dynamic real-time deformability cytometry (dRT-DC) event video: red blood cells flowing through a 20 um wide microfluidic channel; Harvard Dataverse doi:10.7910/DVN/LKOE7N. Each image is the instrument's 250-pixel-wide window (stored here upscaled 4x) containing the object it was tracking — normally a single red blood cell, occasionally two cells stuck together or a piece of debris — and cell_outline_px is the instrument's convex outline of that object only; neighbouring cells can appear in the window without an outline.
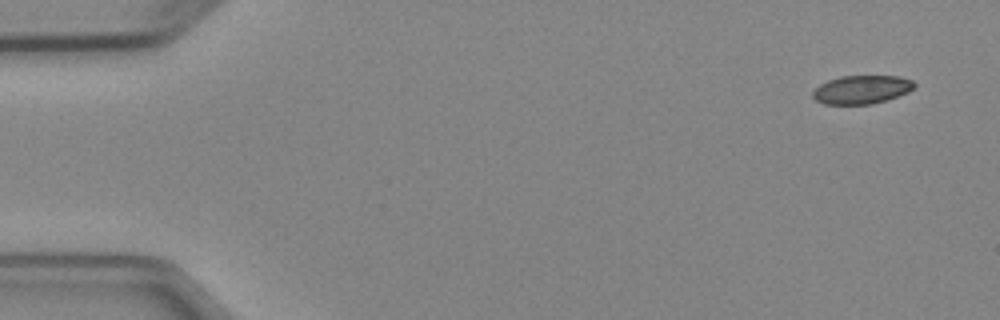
{"species": "Egyptian fruit bat (a non-hibernating species)", "species_latin": "Rousettus aegyptiacus", "temperature_condition": "cold", "stored_images_in_passage": 5, "camera_frame_rate_fps": 3000, "um_per_image_px": 0.085, "animal": {"sex": "female"}, "frame": {"image": 1, "passage_image": 1, "time_ms": 0.0, "image_size_px": [1000, 320], "cell_outline_px": [[916, 84], [908, 92], [872, 104], [824, 104], [816, 100], [812, 96], [812, 92], [820, 84], [828, 80], [840, 76], [900, 76], [912, 80]], "centroid_in_image_um": [73.22, 7.6], "position_along_channel_um": 11.8, "area_um2": 16.7}}
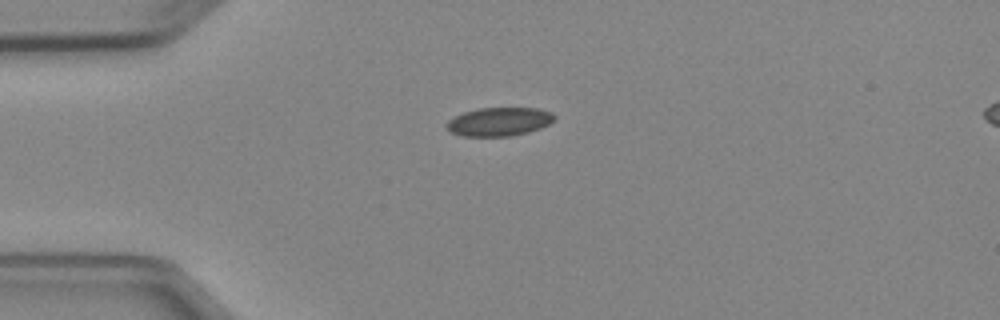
{"frame": {"image": 2, "passage_image": 4, "time_ms": 3.333, "image_size_px": [1000, 320], "cell_outline_px": [[556, 120], [540, 128], [528, 132], [512, 136], [464, 136], [452, 132], [444, 128], [444, 124], [448, 120], [464, 112], [480, 108], [540, 108], [552, 112], [556, 116]], "centroid_in_image_um": [42.44, 10.34], "position_along_channel_um": 42.6, "area_um2": 18.09}}